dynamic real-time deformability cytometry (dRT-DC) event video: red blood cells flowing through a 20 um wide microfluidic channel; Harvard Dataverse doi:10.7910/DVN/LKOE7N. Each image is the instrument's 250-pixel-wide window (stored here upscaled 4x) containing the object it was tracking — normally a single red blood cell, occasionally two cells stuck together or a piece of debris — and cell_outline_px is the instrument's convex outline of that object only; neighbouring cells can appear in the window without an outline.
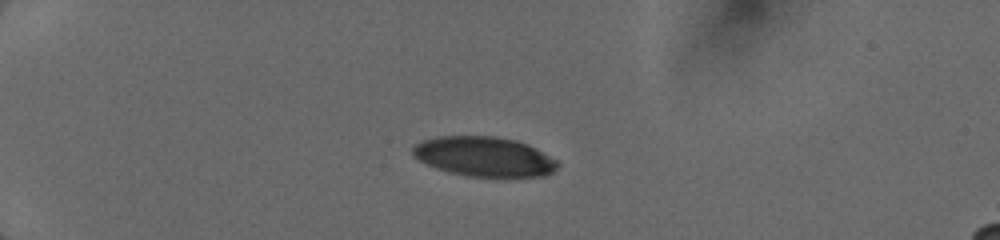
{"species": "human", "species_latin": "Homo sapiens", "temperature_condition": "cold", "stored_images_in_passage": 6, "camera_frame_rate_fps": 3000, "um_per_image_px": 0.085, "donor": {"sex": "female"}, "frame": {"image": 1, "passage_image": 1, "time_ms": 0.0, "image_size_px": [1000, 240], "cell_outline_px": [[560, 164], [552, 172], [544, 176], [468, 176], [448, 172], [436, 168], [412, 156], [412, 148], [416, 144], [424, 140], [440, 136], [496, 136], [516, 140], [528, 144], [556, 160]], "centroid_in_image_um": [41.14, 13.3], "position_along_channel_um": 43.9, "area_um2": 33.29}}